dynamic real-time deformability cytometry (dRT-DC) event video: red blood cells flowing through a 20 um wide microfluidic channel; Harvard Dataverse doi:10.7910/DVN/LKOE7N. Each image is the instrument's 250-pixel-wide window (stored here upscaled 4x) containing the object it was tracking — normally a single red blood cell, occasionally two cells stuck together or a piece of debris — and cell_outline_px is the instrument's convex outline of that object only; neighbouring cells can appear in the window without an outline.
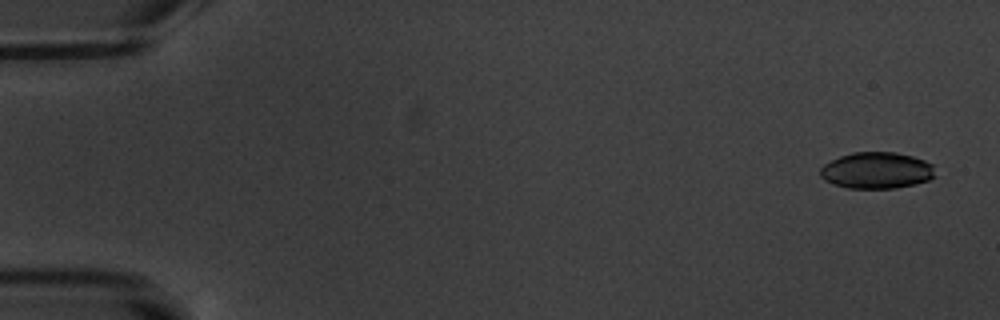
{"species": "common noctule bat (a hibernating species)", "species_latin": "Nyctalus noctula", "temperature_condition": "warm", "stored_images_in_passage": 17, "camera_frame_rate_fps": 3000, "um_per_image_px": 0.085, "animal": {"sex": "male", "body_mass_g": 20.1, "forearm_length_mm": 53.5}, "frame": {"image": 1, "passage_image": 1, "time_ms": 0.0, "image_size_px": [1000, 320], "cell_outline_px": [[936, 176], [928, 180], [916, 184], [896, 188], [848, 188], [824, 180], [820, 176], [820, 168], [824, 164], [840, 156], [852, 152], [896, 152], [912, 156], [924, 160], [932, 164]], "centroid_in_image_um": [74.53, 14.48], "position_along_channel_um": 10.5, "area_um2": 24.45}}
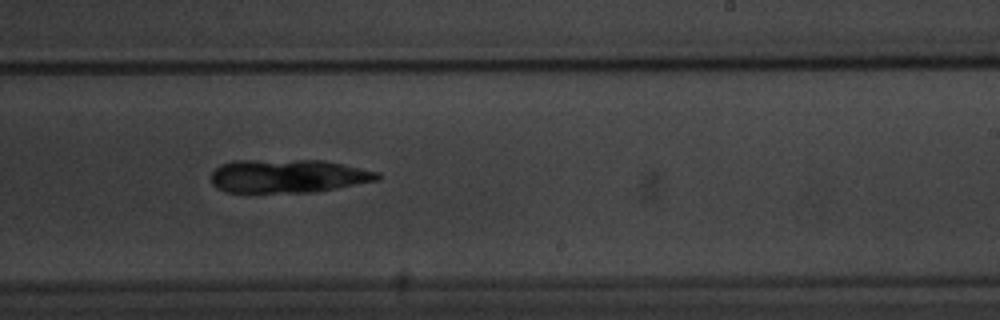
{"frame": {"image": 2, "passage_image": 11, "time_ms": 11.333, "image_size_px": [1000, 320], "cell_outline_px": [[380, 180], [316, 192], [224, 192], [216, 188], [212, 184], [212, 172], [220, 164], [232, 160], [324, 160], [380, 172]], "centroid_in_image_um": [24.49, 14.96], "position_along_channel_um": 264.5, "area_um2": 32.71}}
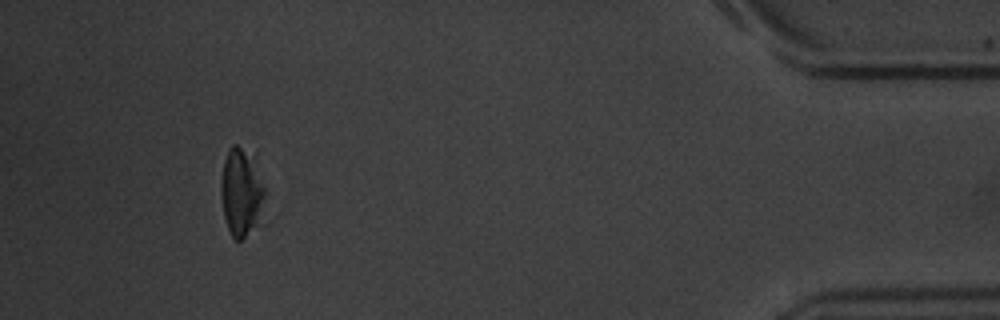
{"frame": {"image": 3, "passage_image": 16, "time_ms": 17.333, "image_size_px": [1000, 320], "cell_outline_px": [[268, 224], [240, 240], [236, 240], [228, 232], [224, 216], [220, 196], [220, 180], [224, 160], [228, 148], [232, 144], [236, 144], [256, 152], [268, 192]], "centroid_in_image_um": [20.68, 16.37], "position_along_channel_um": 414.5, "area_um2": 25.89}, "authors_computed_cell_mechanics": {"area_um2": 29.9404, "velocity_mm_per_s": 3.4653, "shape_relaxation_time_tau1_ms": 1.7082, "shape_relaxation_time_tau2_ms": 4.754, "deformation_change_tau1": 0.0607, "deformation_change_tau2": 0.0605}}